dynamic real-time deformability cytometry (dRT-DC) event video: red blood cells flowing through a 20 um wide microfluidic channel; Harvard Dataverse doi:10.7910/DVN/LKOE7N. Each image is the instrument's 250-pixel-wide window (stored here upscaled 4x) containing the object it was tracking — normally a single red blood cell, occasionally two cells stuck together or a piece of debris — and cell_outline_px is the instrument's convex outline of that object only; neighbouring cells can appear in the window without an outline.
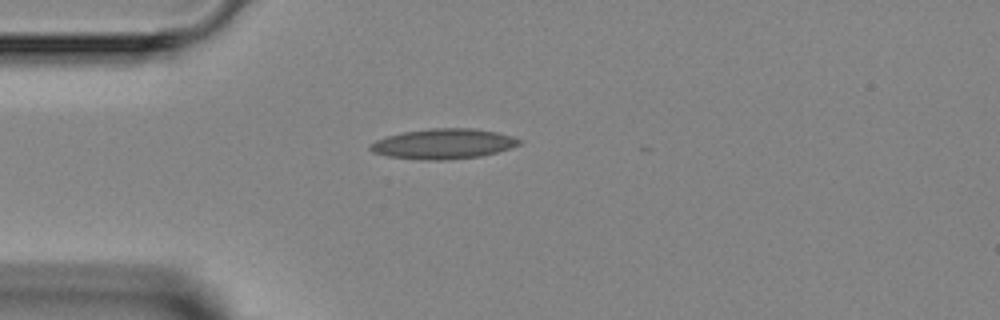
{"species": "Egyptian fruit bat (a non-hibernating species)", "species_latin": "Rousettus aegyptiacus", "temperature_condition": "room temperature", "stored_images_in_passage": 2, "camera_frame_rate_fps": 3000, "um_per_image_px": 0.085, "animal": {"sex": "female"}, "frame": {"image": 1, "passage_image": 1, "time_ms": 0.0, "image_size_px": [1000, 320], "cell_outline_px": [[524, 140], [520, 144], [512, 148], [480, 156], [448, 160], [420, 160], [388, 156], [372, 152], [368, 148], [368, 144], [376, 140], [388, 136], [404, 132], [432, 128], [472, 128], [496, 132], [512, 136]], "centroid_in_image_um": [37.69, 12.23], "position_along_channel_um": 47.3, "area_um2": 26.3}}